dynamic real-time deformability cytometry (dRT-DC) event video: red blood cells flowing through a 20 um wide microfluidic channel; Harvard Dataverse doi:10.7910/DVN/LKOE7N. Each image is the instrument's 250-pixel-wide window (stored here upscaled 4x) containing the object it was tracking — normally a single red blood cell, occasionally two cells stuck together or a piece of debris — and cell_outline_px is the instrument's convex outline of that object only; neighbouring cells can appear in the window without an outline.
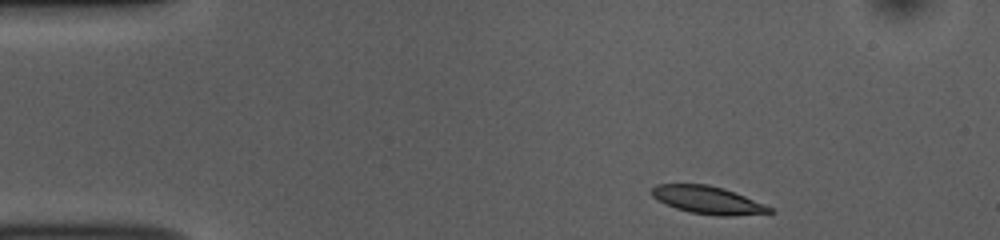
{"species": "common noctule bat (a hibernating species)", "species_latin": "Nyctalus noctula", "temperature_condition": "room temperature", "stored_images_in_passage": 46, "camera_frame_rate_fps": 3000, "um_per_image_px": 0.085, "animal": {"sex": "female", "body_mass_g": 10.0, "forearm_length_mm": 53.1}, "frame": {"image": 1, "passage_image": 1, "time_ms": 0.0, "image_size_px": [1000, 240], "cell_outline_px": [[776, 212], [732, 216], [716, 216], [692, 212], [676, 208], [664, 204], [652, 196], [652, 188], [656, 184], [708, 184], [724, 188], [764, 204], [772, 208]], "centroid_in_image_um": [60.16, 17.0], "position_along_channel_um": 24.8, "area_um2": 18.96}}
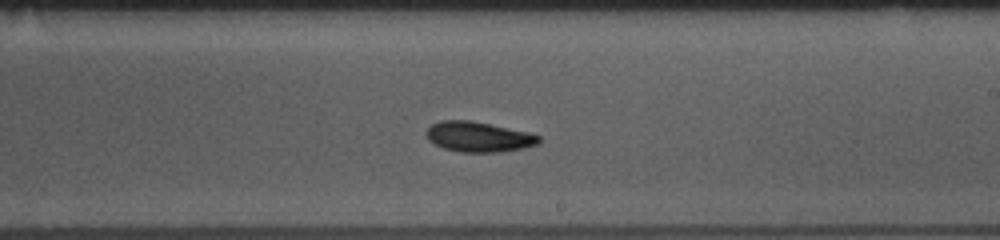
{"frame": {"image": 2, "passage_image": 24, "time_ms": 7.667, "image_size_px": [1000, 240], "cell_outline_px": [[540, 144], [524, 148], [500, 152], [460, 152], [444, 148], [428, 140], [424, 132], [432, 124], [440, 120], [472, 120], [528, 132], [540, 136]], "centroid_in_image_um": [40.68, 11.63], "position_along_channel_um": 248.3, "area_um2": 19.94}}
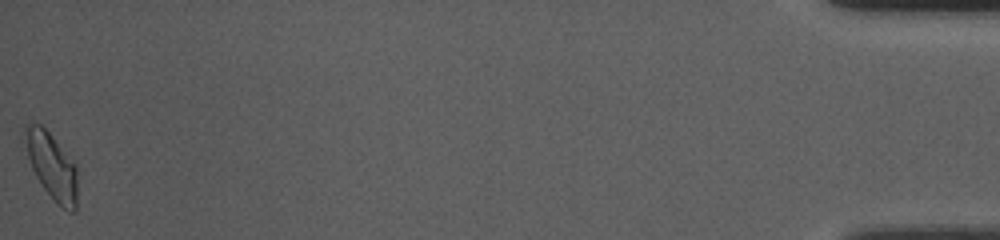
{"frame": {"image": 3, "passage_image": 46, "time_ms": 15.0, "image_size_px": [1000, 240], "cell_outline_px": [[76, 212], [68, 212], [60, 208], [56, 204], [40, 184], [32, 168], [20, 132], [24, 124], [28, 120], [32, 120], [40, 124], [48, 132], [76, 164]], "centroid_in_image_um": [4.33, 14.06], "position_along_channel_um": 430.9, "area_um2": 20.87}, "authors_computed_cell_mechanics": {"area_um2": 19.3341, "velocity_mm_per_s": 3.7862, "shape_relaxation_time_tau1_ms": 2.4097, "shape_relaxation_time_tau2_ms": 3.1739, "deformation_change_tau1": 0.1236, "deformation_change_tau2": 0.0746}}